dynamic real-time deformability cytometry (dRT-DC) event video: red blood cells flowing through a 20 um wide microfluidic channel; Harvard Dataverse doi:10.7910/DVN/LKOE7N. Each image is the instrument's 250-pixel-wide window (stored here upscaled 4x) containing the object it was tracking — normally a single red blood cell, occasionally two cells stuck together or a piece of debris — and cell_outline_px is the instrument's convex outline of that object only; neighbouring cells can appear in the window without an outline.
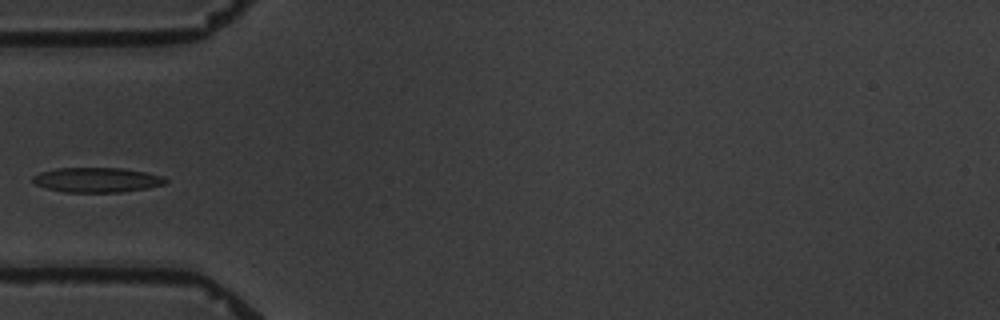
{"species": "common noctule bat (a hibernating species)", "species_latin": "Nyctalus noctula", "temperature_condition": "warm", "stored_images_in_passage": 4, "camera_frame_rate_fps": 3000, "um_per_image_px": 0.085, "animal": {"sex": "male", "body_mass_g": 19.5, "forearm_length_mm": 54.6}, "frame": {"image": 1, "passage_image": 4, "time_ms": 5.0, "image_size_px": [1000, 320], "cell_outline_px": [[168, 180], [164, 184], [148, 188], [120, 192], [64, 192], [48, 188], [36, 184], [32, 180], [32, 176], [40, 172], [56, 168], [120, 168], [144, 172], [164, 176]], "centroid_in_image_um": [8.24, 15.29], "position_along_channel_um": 76.8, "area_um2": 19.07}}